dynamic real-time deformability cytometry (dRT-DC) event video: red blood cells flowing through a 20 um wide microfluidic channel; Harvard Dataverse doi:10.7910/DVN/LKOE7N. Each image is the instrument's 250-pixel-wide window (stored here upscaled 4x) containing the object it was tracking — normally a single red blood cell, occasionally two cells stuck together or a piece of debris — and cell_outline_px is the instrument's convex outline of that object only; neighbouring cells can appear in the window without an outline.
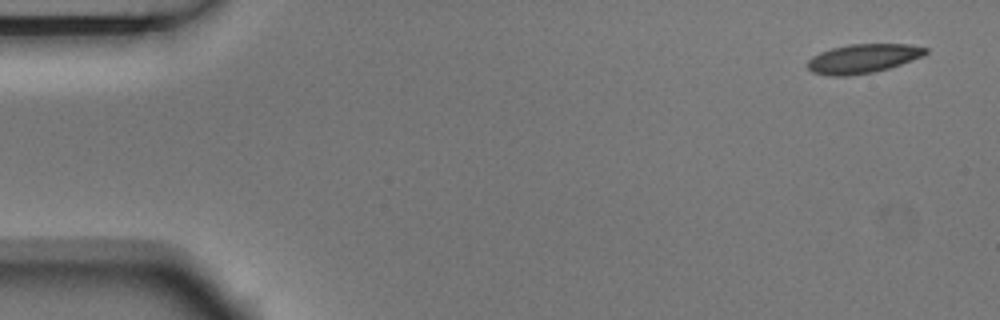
{"species": "Egyptian fruit bat (a non-hibernating species)", "species_latin": "Rousettus aegyptiacus", "temperature_condition": "room temperature", "stored_images_in_passage": 5, "camera_frame_rate_fps": 3000, "um_per_image_px": 0.085, "animal": {"sex": "male"}, "frame": {"image": 1, "passage_image": 1, "time_ms": 0.0, "image_size_px": [1000, 320], "cell_outline_px": [[928, 52], [924, 56], [888, 68], [872, 72], [848, 76], [828, 76], [812, 72], [808, 68], [808, 60], [812, 56], [820, 52], [832, 48], [848, 44], [908, 44], [928, 48]], "centroid_in_image_um": [73.34, 4.97], "position_along_channel_um": 11.7, "area_um2": 20.0}}
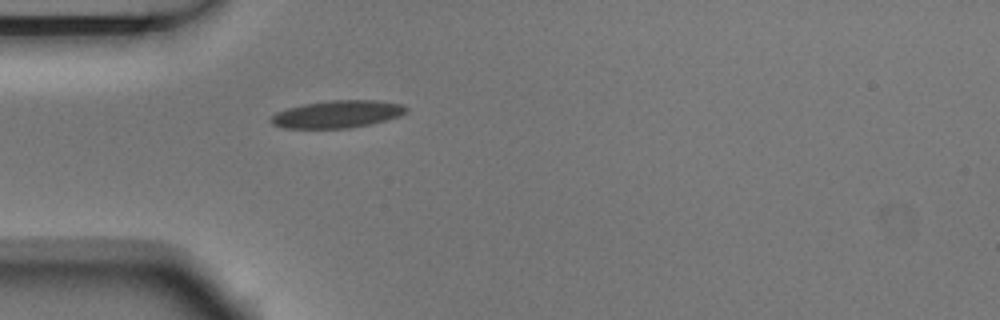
{"frame": {"image": 2, "passage_image": 5, "time_ms": 1.333, "image_size_px": [1000, 320], "cell_outline_px": [[408, 112], [400, 116], [368, 124], [348, 128], [284, 128], [272, 124], [268, 120], [276, 112], [288, 108], [304, 104], [332, 100], [376, 100], [400, 104], [408, 108]], "centroid_in_image_um": [28.65, 9.7], "position_along_channel_um": 56.3, "area_um2": 21.44}}